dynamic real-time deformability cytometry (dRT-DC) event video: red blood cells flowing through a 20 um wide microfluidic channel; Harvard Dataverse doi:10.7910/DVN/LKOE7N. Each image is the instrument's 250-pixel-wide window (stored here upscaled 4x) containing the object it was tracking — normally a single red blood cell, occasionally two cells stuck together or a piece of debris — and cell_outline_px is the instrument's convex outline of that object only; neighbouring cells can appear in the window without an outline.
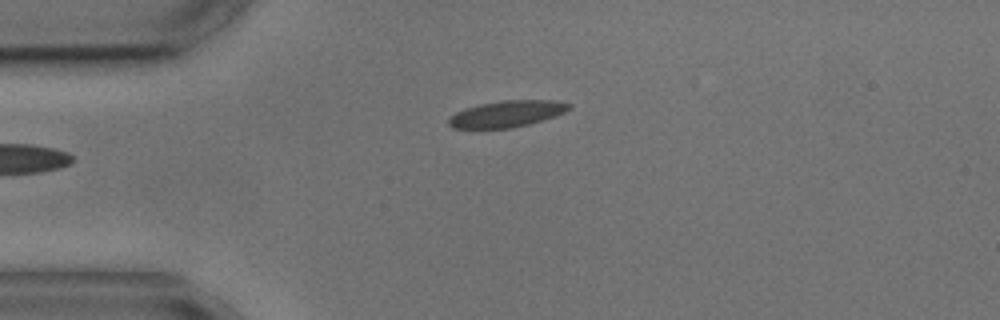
{"species": "common noctule bat (a hibernating species)", "species_latin": "Nyctalus noctula", "temperature_condition": "cold", "stored_images_in_passage": 9, "camera_frame_rate_fps": 3000, "um_per_image_px": 0.085, "animal": {"sex": "male", "body_mass_g": 17.9, "forearm_length_mm": 54.2}, "frame": {"image": 1, "passage_image": 2, "time_ms": 2.0, "image_size_px": [1000, 320], "cell_outline_px": [[572, 108], [556, 116], [528, 124], [512, 128], [452, 128], [448, 124], [448, 120], [456, 112], [464, 108], [480, 104], [500, 100], [556, 100], [572, 104]], "centroid_in_image_um": [43.11, 9.67], "position_along_channel_um": 41.9, "area_um2": 18.61}}